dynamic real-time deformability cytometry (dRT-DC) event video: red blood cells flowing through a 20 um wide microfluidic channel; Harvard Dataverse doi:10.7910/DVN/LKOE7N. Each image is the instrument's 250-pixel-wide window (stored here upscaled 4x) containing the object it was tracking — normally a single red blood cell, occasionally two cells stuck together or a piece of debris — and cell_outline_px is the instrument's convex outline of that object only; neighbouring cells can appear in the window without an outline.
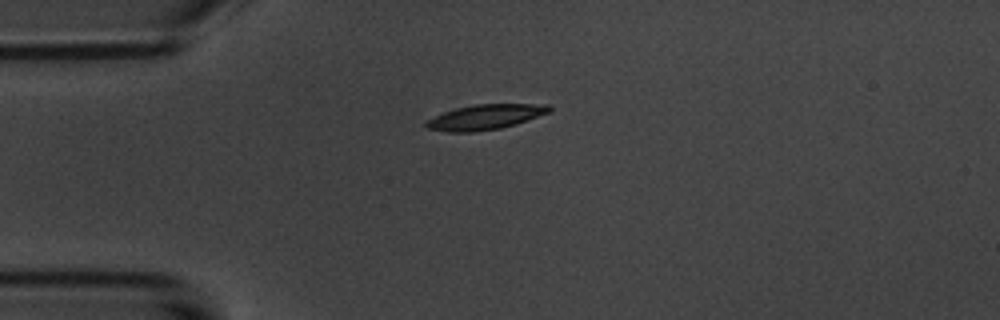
{"species": "common noctule bat (a hibernating species)", "species_latin": "Nyctalus noctula", "temperature_condition": "room temperature", "stored_images_in_passage": 10, "camera_frame_rate_fps": 3000, "um_per_image_px": 0.085, "animal": {"sex": "male", "body_mass_g": 20.1, "forearm_length_mm": 53.5}, "frame": {"image": 1, "passage_image": 4, "time_ms": 4.333, "image_size_px": [1000, 320], "cell_outline_px": [[552, 112], [516, 124], [500, 128], [476, 132], [448, 132], [424, 128], [424, 124], [428, 120], [444, 112], [456, 108], [476, 104], [548, 104], [552, 108]], "centroid_in_image_um": [41.27, 9.95], "position_along_channel_um": 43.7, "area_um2": 18.09}}
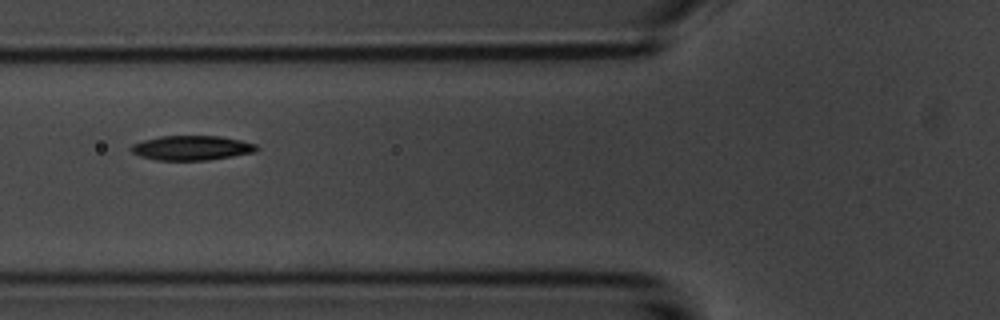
{"frame": {"image": 2, "passage_image": 6, "time_ms": 6.667, "image_size_px": [1000, 320], "cell_outline_px": [[260, 148], [256, 152], [208, 160], [156, 160], [140, 156], [132, 152], [128, 148], [132, 144], [144, 140], [160, 136], [220, 136], [240, 140], [256, 144]], "centroid_in_image_um": [16.29, 12.57], "position_along_channel_um": 109.5, "area_um2": 18.03}}
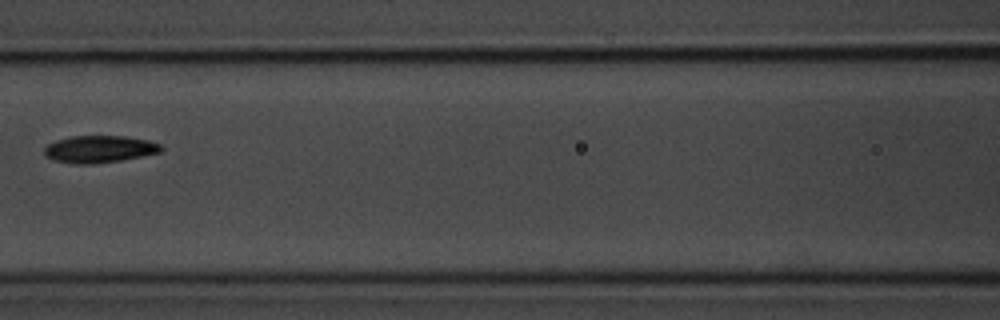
{"frame": {"image": 3, "passage_image": 7, "time_ms": 8.0, "image_size_px": [1000, 320], "cell_outline_px": [[164, 148], [160, 152], [120, 160], [92, 164], [76, 164], [56, 160], [44, 156], [44, 148], [48, 144], [56, 140], [72, 136], [124, 136], [148, 140], [160, 144]], "centroid_in_image_um": [8.43, 12.67], "position_along_channel_um": 158.2, "area_um2": 18.32}}